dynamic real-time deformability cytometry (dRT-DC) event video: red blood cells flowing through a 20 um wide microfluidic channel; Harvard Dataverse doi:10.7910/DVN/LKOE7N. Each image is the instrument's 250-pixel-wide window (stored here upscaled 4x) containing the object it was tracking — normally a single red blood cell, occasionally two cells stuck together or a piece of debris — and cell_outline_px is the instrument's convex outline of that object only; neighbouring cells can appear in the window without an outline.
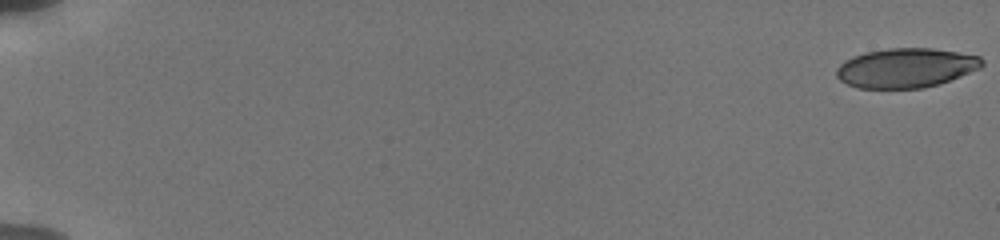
{"species": "human", "species_latin": "Homo sapiens", "temperature_condition": "cold", "stored_images_in_passage": 56, "camera_frame_rate_fps": 3000, "um_per_image_px": 0.085, "donor": {"sex": "male"}, "frame": {"image": 1, "passage_image": 1, "time_ms": 0.0, "image_size_px": [1000, 240], "cell_outline_px": [[984, 64], [980, 68], [960, 76], [924, 88], [856, 88], [840, 80], [836, 76], [836, 68], [844, 60], [852, 56], [864, 52], [888, 48], [932, 48], [980, 56], [984, 60]], "centroid_in_image_um": [76.97, 5.76], "position_along_channel_um": 8.0, "area_um2": 33.47}}
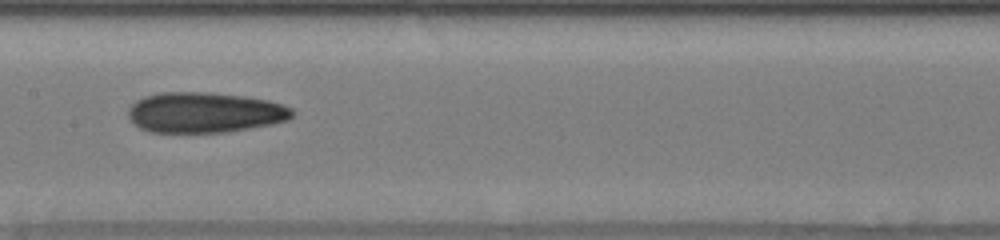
{"frame": {"image": 2, "passage_image": 31, "time_ms": 10.0, "image_size_px": [1000, 240], "cell_outline_px": [[296, 112], [288, 120], [272, 124], [228, 132], [148, 132], [132, 124], [128, 116], [128, 108], [136, 100], [144, 96], [160, 92], [208, 92], [244, 96], [268, 100], [292, 108]], "centroid_in_image_um": [17.37, 9.56], "position_along_channel_um": 190.0, "area_um2": 38.96}}
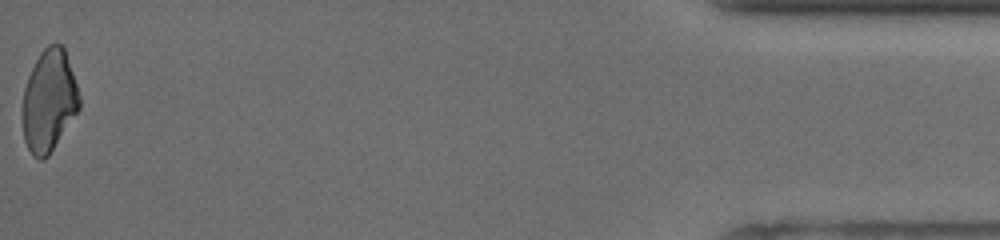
{"frame": {"image": 3, "passage_image": 56, "time_ms": 18.333, "image_size_px": [1000, 240], "cell_outline_px": [[80, 108], [48, 156], [44, 160], [40, 160], [32, 156], [24, 140], [24, 88], [28, 76], [40, 52], [48, 44], [60, 44], [64, 48], [80, 96]], "centroid_in_image_um": [4.17, 8.58], "position_along_channel_um": 431.0, "area_um2": 33.23}, "authors_computed_cell_mechanics": {"area_um2": 36.5585, "velocity_mm_per_s": 3.8532, "shape_relaxation_time_tau1_ms": 9.7674, "shape_relaxation_time_tau2_ms": 4.0819, "deformation_change_tau1": 0.2169, "deformation_change_tau2": 0.1287}}